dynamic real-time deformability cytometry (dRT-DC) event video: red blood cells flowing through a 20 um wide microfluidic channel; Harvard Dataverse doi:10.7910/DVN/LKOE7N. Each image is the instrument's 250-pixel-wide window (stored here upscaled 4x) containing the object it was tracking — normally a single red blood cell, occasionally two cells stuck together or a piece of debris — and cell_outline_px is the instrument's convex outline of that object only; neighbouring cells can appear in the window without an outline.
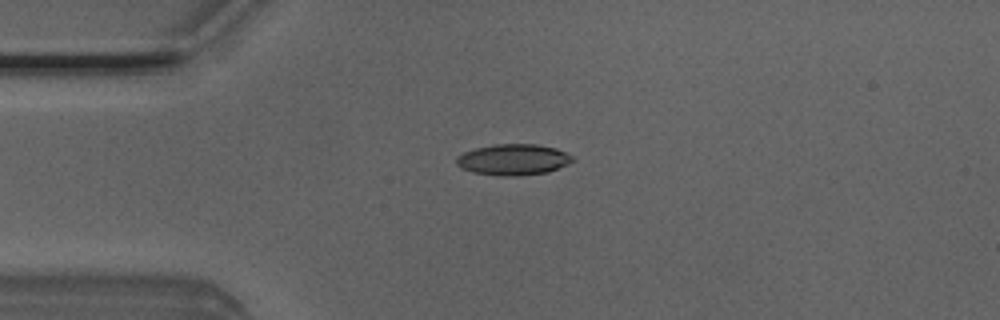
{"species": "Egyptian fruit bat (a non-hibernating species)", "species_latin": "Rousettus aegyptiacus", "temperature_condition": "room temperature", "stored_images_in_passage": 5, "camera_frame_rate_fps": 3000, "um_per_image_px": 0.085, "animal": {"sex": "male"}, "frame": {"image": 1, "passage_image": 4, "time_ms": 1.0, "image_size_px": [1000, 320], "cell_outline_px": [[576, 160], [568, 164], [548, 172], [516, 176], [500, 176], [472, 172], [460, 168], [456, 164], [456, 156], [464, 152], [476, 148], [492, 144], [536, 144], [556, 148], [572, 156]], "centroid_in_image_um": [43.61, 13.57], "position_along_channel_um": 41.4, "area_um2": 21.15}}